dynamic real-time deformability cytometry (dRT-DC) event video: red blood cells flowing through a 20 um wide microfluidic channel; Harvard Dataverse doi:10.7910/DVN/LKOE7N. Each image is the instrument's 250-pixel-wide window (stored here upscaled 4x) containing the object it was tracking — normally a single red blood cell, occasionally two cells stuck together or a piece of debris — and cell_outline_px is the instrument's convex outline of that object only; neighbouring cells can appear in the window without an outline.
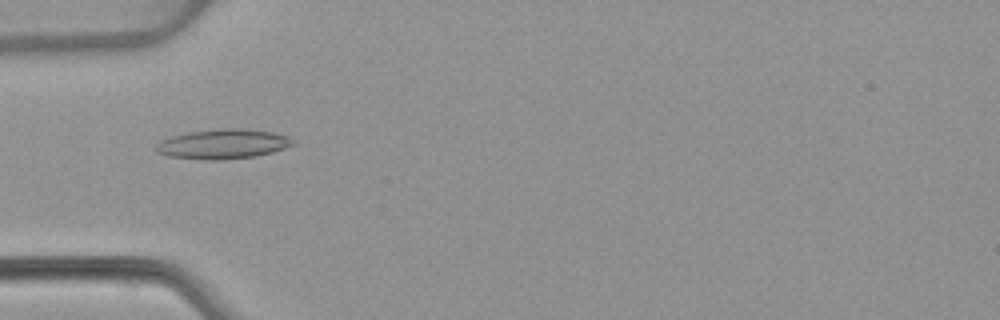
{"species": "common noctule bat (a hibernating species)", "species_latin": "Nyctalus noctula", "temperature_condition": "warm", "stored_images_in_passage": 52, "camera_frame_rate_fps": 3000, "um_per_image_px": 0.085, "animal": {"sex": "female", "body_mass_g": 22.7, "forearm_length_mm": 54.2}, "frame": {"image": 1, "passage_image": 17, "time_ms": 5.333, "image_size_px": [1000, 320], "cell_outline_px": [[296, 144], [272, 152], [256, 156], [220, 160], [204, 160], [168, 156], [156, 152], [156, 144], [160, 140], [172, 136], [188, 132], [220, 128], [240, 128], [272, 132], [288, 136]], "centroid_in_image_um": [18.93, 12.24], "position_along_channel_um": 66.1, "area_um2": 23.76}}
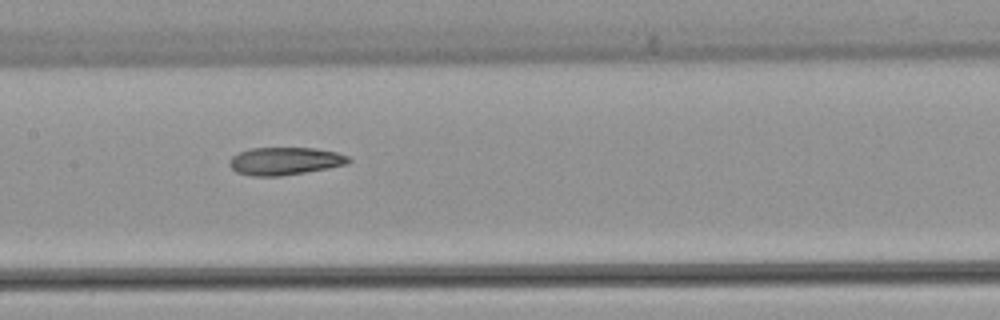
{"frame": {"image": 2, "passage_image": 26, "time_ms": 8.333, "image_size_px": [1000, 320], "cell_outline_px": [[352, 160], [348, 164], [328, 168], [280, 176], [252, 176], [236, 172], [228, 164], [228, 160], [232, 156], [248, 148], [316, 148], [336, 152], [348, 156]], "centroid_in_image_um": [24.2, 13.69], "position_along_channel_um": 183.2, "area_um2": 19.31}}
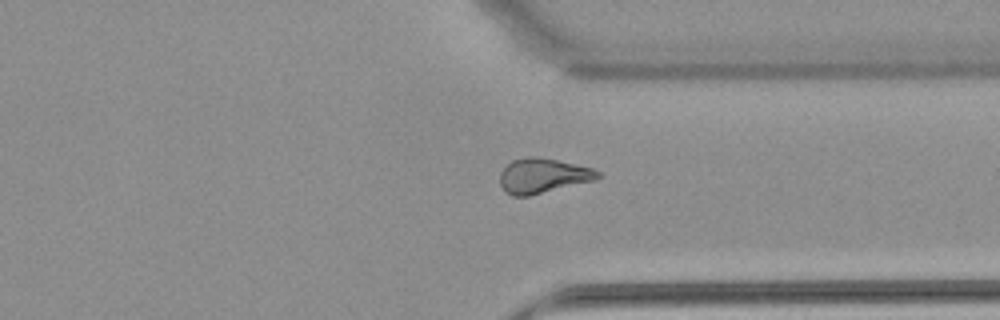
{"frame": {"image": 3, "passage_image": 40, "time_ms": 13.0, "image_size_px": [1000, 320], "cell_outline_px": [[600, 176], [596, 180], [528, 196], [512, 196], [500, 184], [500, 172], [512, 160], [528, 156], [536, 156], [556, 160], [592, 168], [600, 172]], "centroid_in_image_um": [46.15, 14.93], "position_along_channel_um": 365.3, "area_um2": 19.65}, "authors_computed_cell_mechanics": {"area_um2": 20.6057, "velocity_mm_per_s": 3.9083, "shape_relaxation_time_tau1_ms": null, "shape_relaxation_time_tau2_ms": 4.6121, "deformation_change_tau1": null, "deformation_change_tau2": 0.1397}}